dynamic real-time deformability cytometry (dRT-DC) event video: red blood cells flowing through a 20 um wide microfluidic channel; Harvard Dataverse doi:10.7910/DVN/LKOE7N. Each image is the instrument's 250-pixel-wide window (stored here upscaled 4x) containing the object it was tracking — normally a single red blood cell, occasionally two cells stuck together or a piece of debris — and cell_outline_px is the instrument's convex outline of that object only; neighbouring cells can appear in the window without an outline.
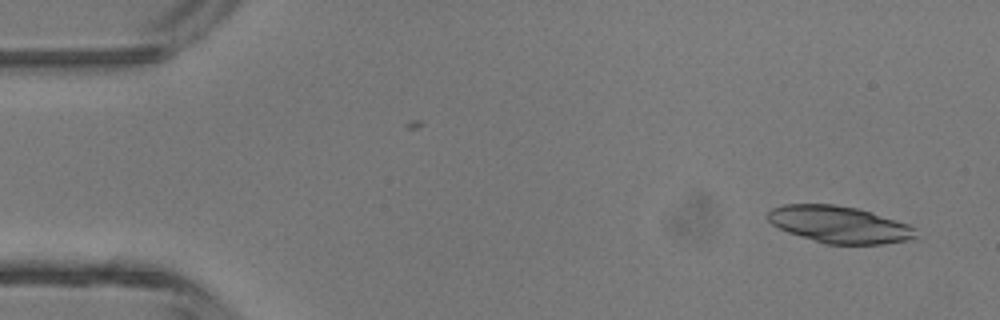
{"species": "common noctule bat (a hibernating species)", "species_latin": "Nyctalus noctula", "temperature_condition": "room temperature", "stored_images_in_passage": 3, "camera_frame_rate_fps": 3000, "um_per_image_px": 0.085, "animal": {"sex": "male", "body_mass_g": 13.3}, "frame": {"image": 1, "passage_image": 3, "time_ms": 0.667, "image_size_px": [1000, 320], "cell_outline_px": [[916, 236], [908, 240], [884, 244], [824, 244], [788, 232], [772, 224], [764, 216], [772, 208], [784, 204], [832, 204], [856, 208], [872, 212], [908, 224], [916, 228]], "centroid_in_image_um": [71.32, 19.08], "position_along_channel_um": 13.7, "area_um2": 31.85}}